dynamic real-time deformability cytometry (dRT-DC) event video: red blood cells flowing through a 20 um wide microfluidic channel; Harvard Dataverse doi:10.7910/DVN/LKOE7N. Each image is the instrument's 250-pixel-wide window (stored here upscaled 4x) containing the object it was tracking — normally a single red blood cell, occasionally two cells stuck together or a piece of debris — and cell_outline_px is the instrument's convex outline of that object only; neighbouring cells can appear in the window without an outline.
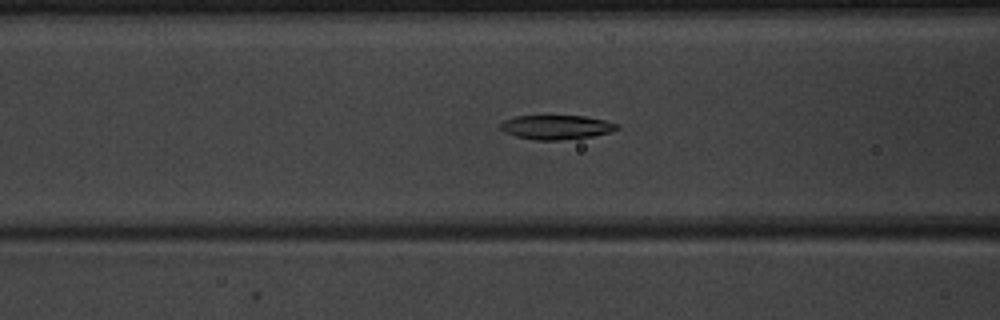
{"species": "common noctule bat (a hibernating species)", "species_latin": "Nyctalus noctula", "temperature_condition": "warm", "stored_images_in_passage": 34, "camera_frame_rate_fps": 3000, "um_per_image_px": 0.085, "animal": {"sex": "male", "body_mass_g": 20.1, "forearm_length_mm": 53.5}, "frame": {"image": 1, "passage_image": 4, "time_ms": 1.0, "image_size_px": [1000, 320], "cell_outline_px": [[620, 128], [608, 132], [592, 136], [560, 140], [536, 140], [516, 136], [504, 132], [500, 128], [500, 124], [504, 120], [516, 116], [584, 116], [604, 120], [620, 124]], "centroid_in_image_um": [47.29, 10.81], "position_along_channel_um": 119.3, "area_um2": 16.36}}
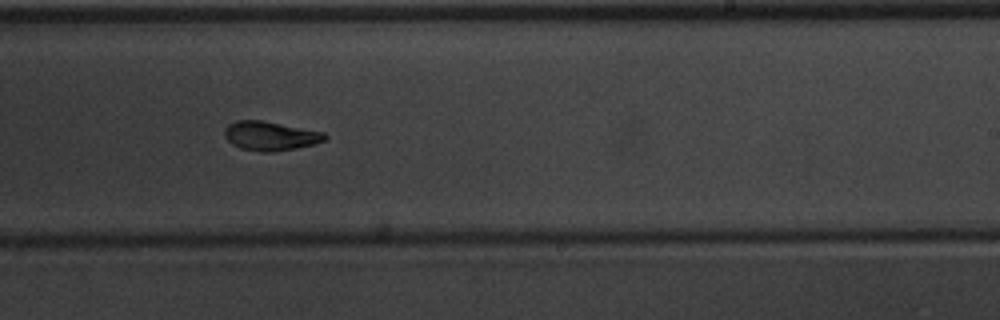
{"frame": {"image": 2, "passage_image": 15, "time_ms": 4.667, "image_size_px": [1000, 320], "cell_outline_px": [[328, 136], [324, 140], [316, 144], [296, 148], [272, 152], [264, 152], [240, 148], [232, 144], [224, 136], [224, 132], [228, 124], [236, 120], [260, 120], [324, 132]], "centroid_in_image_um": [22.97, 11.55], "position_along_channel_um": 266.0, "area_um2": 16.94}}
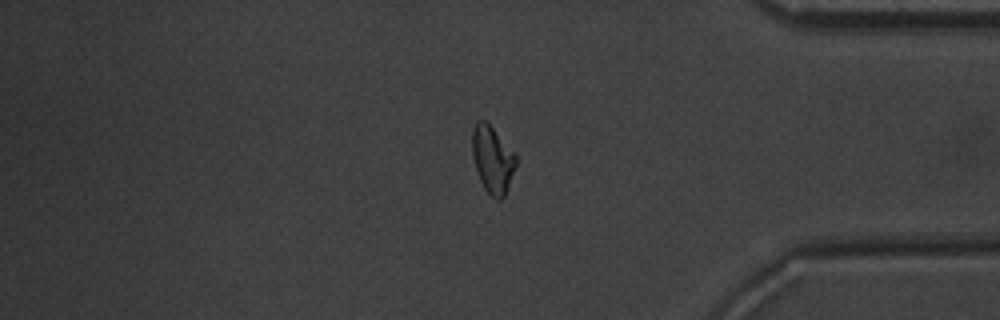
{"frame": {"image": 3, "passage_image": 26, "time_ms": 8.333, "image_size_px": [1000, 320], "cell_outline_px": [[516, 164], [508, 188], [504, 196], [500, 200], [496, 200], [484, 188], [480, 180], [472, 156], [472, 132], [476, 120], [484, 120], [516, 152]], "centroid_in_image_um": [41.87, 13.55], "position_along_channel_um": 393.3, "area_um2": 17.05}}